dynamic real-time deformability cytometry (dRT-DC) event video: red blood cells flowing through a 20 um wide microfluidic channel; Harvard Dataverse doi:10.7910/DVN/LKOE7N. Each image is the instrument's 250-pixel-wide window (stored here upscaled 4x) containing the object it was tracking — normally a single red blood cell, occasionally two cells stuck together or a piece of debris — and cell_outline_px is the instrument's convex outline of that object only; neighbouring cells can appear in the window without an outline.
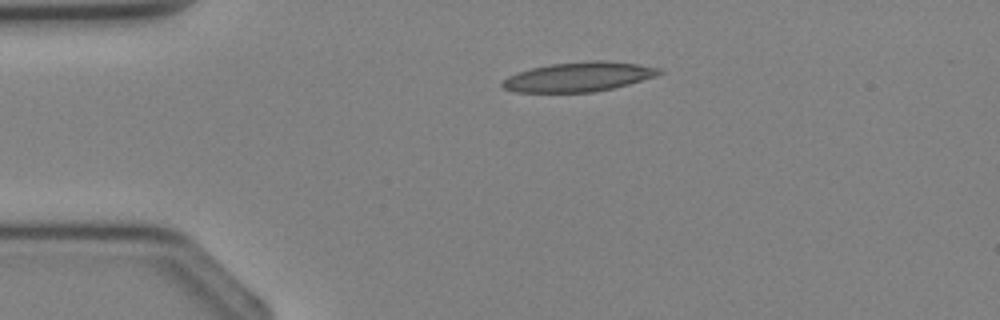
{"species": "Egyptian fruit bat (a non-hibernating species)", "species_latin": "Rousettus aegyptiacus", "temperature_condition": "cold", "stored_images_in_passage": 1, "camera_frame_rate_fps": 3000, "um_per_image_px": 0.085, "animal": {"sex": "female"}, "frame": {"image": 1, "passage_image": 1, "time_ms": 0.0, "image_size_px": [1000, 320], "cell_outline_px": [[664, 72], [656, 76], [628, 84], [612, 88], [592, 92], [512, 92], [504, 88], [500, 84], [508, 76], [532, 68], [552, 64], [588, 60], [604, 60], [636, 64], [660, 68]], "centroid_in_image_um": [49.19, 6.53], "position_along_channel_um": 35.8, "area_um2": 26.76}}